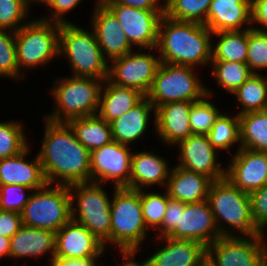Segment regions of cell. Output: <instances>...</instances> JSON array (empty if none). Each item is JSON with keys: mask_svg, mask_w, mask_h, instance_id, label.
<instances>
[{"mask_svg": "<svg viewBox=\"0 0 267 266\" xmlns=\"http://www.w3.org/2000/svg\"><path fill=\"white\" fill-rule=\"evenodd\" d=\"M241 148L267 153V110L238 115Z\"/></svg>", "mask_w": 267, "mask_h": 266, "instance_id": "obj_31", "label": "cell"}, {"mask_svg": "<svg viewBox=\"0 0 267 266\" xmlns=\"http://www.w3.org/2000/svg\"><path fill=\"white\" fill-rule=\"evenodd\" d=\"M212 0H167L164 15L177 21L205 24Z\"/></svg>", "mask_w": 267, "mask_h": 266, "instance_id": "obj_35", "label": "cell"}, {"mask_svg": "<svg viewBox=\"0 0 267 266\" xmlns=\"http://www.w3.org/2000/svg\"><path fill=\"white\" fill-rule=\"evenodd\" d=\"M30 146L15 156L0 159V186L23 185L35 191L47 184L38 154L26 160Z\"/></svg>", "mask_w": 267, "mask_h": 266, "instance_id": "obj_22", "label": "cell"}, {"mask_svg": "<svg viewBox=\"0 0 267 266\" xmlns=\"http://www.w3.org/2000/svg\"><path fill=\"white\" fill-rule=\"evenodd\" d=\"M29 10L25 0H0V29L16 32L29 22Z\"/></svg>", "mask_w": 267, "mask_h": 266, "instance_id": "obj_40", "label": "cell"}, {"mask_svg": "<svg viewBox=\"0 0 267 266\" xmlns=\"http://www.w3.org/2000/svg\"><path fill=\"white\" fill-rule=\"evenodd\" d=\"M81 1L82 0H49L45 6H48L46 8H49L48 11L50 10L49 13H51V15H44L40 18L59 24L69 23V21L65 18V14L76 8Z\"/></svg>", "mask_w": 267, "mask_h": 266, "instance_id": "obj_44", "label": "cell"}, {"mask_svg": "<svg viewBox=\"0 0 267 266\" xmlns=\"http://www.w3.org/2000/svg\"><path fill=\"white\" fill-rule=\"evenodd\" d=\"M144 97L138 90L121 87L105 79L100 92L97 114L110 123L130 111Z\"/></svg>", "mask_w": 267, "mask_h": 266, "instance_id": "obj_28", "label": "cell"}, {"mask_svg": "<svg viewBox=\"0 0 267 266\" xmlns=\"http://www.w3.org/2000/svg\"><path fill=\"white\" fill-rule=\"evenodd\" d=\"M168 193L155 192L147 189L140 190V202L142 206L143 219L147 229L156 231L162 225L164 215L166 213V207L168 204Z\"/></svg>", "mask_w": 267, "mask_h": 266, "instance_id": "obj_38", "label": "cell"}, {"mask_svg": "<svg viewBox=\"0 0 267 266\" xmlns=\"http://www.w3.org/2000/svg\"><path fill=\"white\" fill-rule=\"evenodd\" d=\"M213 36L219 39L216 43H212V61L246 63L248 53V29L215 32Z\"/></svg>", "mask_w": 267, "mask_h": 266, "instance_id": "obj_30", "label": "cell"}, {"mask_svg": "<svg viewBox=\"0 0 267 266\" xmlns=\"http://www.w3.org/2000/svg\"><path fill=\"white\" fill-rule=\"evenodd\" d=\"M0 77L15 81L25 77L19 72L15 32L4 29H0Z\"/></svg>", "mask_w": 267, "mask_h": 266, "instance_id": "obj_39", "label": "cell"}, {"mask_svg": "<svg viewBox=\"0 0 267 266\" xmlns=\"http://www.w3.org/2000/svg\"><path fill=\"white\" fill-rule=\"evenodd\" d=\"M193 102H170L155 108V133L163 144L175 145L192 135L189 113Z\"/></svg>", "mask_w": 267, "mask_h": 266, "instance_id": "obj_20", "label": "cell"}, {"mask_svg": "<svg viewBox=\"0 0 267 266\" xmlns=\"http://www.w3.org/2000/svg\"><path fill=\"white\" fill-rule=\"evenodd\" d=\"M44 136L38 156L48 184L90 182L91 152L75 137L67 123L42 118Z\"/></svg>", "mask_w": 267, "mask_h": 266, "instance_id": "obj_1", "label": "cell"}, {"mask_svg": "<svg viewBox=\"0 0 267 266\" xmlns=\"http://www.w3.org/2000/svg\"><path fill=\"white\" fill-rule=\"evenodd\" d=\"M225 177L250 194L267 184V153L240 148L226 166Z\"/></svg>", "mask_w": 267, "mask_h": 266, "instance_id": "obj_17", "label": "cell"}, {"mask_svg": "<svg viewBox=\"0 0 267 266\" xmlns=\"http://www.w3.org/2000/svg\"><path fill=\"white\" fill-rule=\"evenodd\" d=\"M23 226L21 213L0 210V235L11 238Z\"/></svg>", "mask_w": 267, "mask_h": 266, "instance_id": "obj_46", "label": "cell"}, {"mask_svg": "<svg viewBox=\"0 0 267 266\" xmlns=\"http://www.w3.org/2000/svg\"><path fill=\"white\" fill-rule=\"evenodd\" d=\"M209 142L218 151H229L238 144V150L241 148L240 142V121L237 114L230 115L221 113L207 134Z\"/></svg>", "mask_w": 267, "mask_h": 266, "instance_id": "obj_33", "label": "cell"}, {"mask_svg": "<svg viewBox=\"0 0 267 266\" xmlns=\"http://www.w3.org/2000/svg\"><path fill=\"white\" fill-rule=\"evenodd\" d=\"M175 146L180 153L176 166L203 174L212 181L225 178L226 168L217 158L219 151L212 146L207 135L192 134Z\"/></svg>", "mask_w": 267, "mask_h": 266, "instance_id": "obj_16", "label": "cell"}, {"mask_svg": "<svg viewBox=\"0 0 267 266\" xmlns=\"http://www.w3.org/2000/svg\"><path fill=\"white\" fill-rule=\"evenodd\" d=\"M211 183L207 176L175 165L171 168L165 190L172 199L194 203L208 200Z\"/></svg>", "mask_w": 267, "mask_h": 266, "instance_id": "obj_27", "label": "cell"}, {"mask_svg": "<svg viewBox=\"0 0 267 266\" xmlns=\"http://www.w3.org/2000/svg\"><path fill=\"white\" fill-rule=\"evenodd\" d=\"M208 202L222 236L262 234L256 228L251 215L249 194L239 190L226 177L212 181L208 192Z\"/></svg>", "mask_w": 267, "mask_h": 266, "instance_id": "obj_3", "label": "cell"}, {"mask_svg": "<svg viewBox=\"0 0 267 266\" xmlns=\"http://www.w3.org/2000/svg\"><path fill=\"white\" fill-rule=\"evenodd\" d=\"M246 64L253 74L267 70V31L248 29V53Z\"/></svg>", "mask_w": 267, "mask_h": 266, "instance_id": "obj_41", "label": "cell"}, {"mask_svg": "<svg viewBox=\"0 0 267 266\" xmlns=\"http://www.w3.org/2000/svg\"><path fill=\"white\" fill-rule=\"evenodd\" d=\"M196 69L161 62L146 97L155 108L170 102L202 99L207 94V86Z\"/></svg>", "mask_w": 267, "mask_h": 266, "instance_id": "obj_9", "label": "cell"}, {"mask_svg": "<svg viewBox=\"0 0 267 266\" xmlns=\"http://www.w3.org/2000/svg\"><path fill=\"white\" fill-rule=\"evenodd\" d=\"M212 75L221 89L234 93L250 76L253 75L246 63L230 61H211Z\"/></svg>", "mask_w": 267, "mask_h": 266, "instance_id": "obj_34", "label": "cell"}, {"mask_svg": "<svg viewBox=\"0 0 267 266\" xmlns=\"http://www.w3.org/2000/svg\"><path fill=\"white\" fill-rule=\"evenodd\" d=\"M29 191L30 193H28ZM32 191L23 185H1L0 210L21 213Z\"/></svg>", "mask_w": 267, "mask_h": 266, "instance_id": "obj_42", "label": "cell"}, {"mask_svg": "<svg viewBox=\"0 0 267 266\" xmlns=\"http://www.w3.org/2000/svg\"><path fill=\"white\" fill-rule=\"evenodd\" d=\"M119 253V255L123 257V262L117 264V266H149L147 258L144 261L142 260V262L135 261V255H137L138 251H119Z\"/></svg>", "mask_w": 267, "mask_h": 266, "instance_id": "obj_50", "label": "cell"}, {"mask_svg": "<svg viewBox=\"0 0 267 266\" xmlns=\"http://www.w3.org/2000/svg\"><path fill=\"white\" fill-rule=\"evenodd\" d=\"M99 258H80L67 259L62 257H54L49 261V266H99Z\"/></svg>", "mask_w": 267, "mask_h": 266, "instance_id": "obj_49", "label": "cell"}, {"mask_svg": "<svg viewBox=\"0 0 267 266\" xmlns=\"http://www.w3.org/2000/svg\"><path fill=\"white\" fill-rule=\"evenodd\" d=\"M155 240L165 245L147 258L149 266H202L206 262L207 247L202 243L169 237Z\"/></svg>", "mask_w": 267, "mask_h": 266, "instance_id": "obj_21", "label": "cell"}, {"mask_svg": "<svg viewBox=\"0 0 267 266\" xmlns=\"http://www.w3.org/2000/svg\"><path fill=\"white\" fill-rule=\"evenodd\" d=\"M10 258L17 260L32 259L49 255L51 261L55 257L56 233L47 229L31 228L23 225L10 238ZM48 253V254H47Z\"/></svg>", "mask_w": 267, "mask_h": 266, "instance_id": "obj_25", "label": "cell"}, {"mask_svg": "<svg viewBox=\"0 0 267 266\" xmlns=\"http://www.w3.org/2000/svg\"><path fill=\"white\" fill-rule=\"evenodd\" d=\"M179 218V200L168 198L166 213L164 215L162 225L157 230L156 238L168 237L177 227Z\"/></svg>", "mask_w": 267, "mask_h": 266, "instance_id": "obj_45", "label": "cell"}, {"mask_svg": "<svg viewBox=\"0 0 267 266\" xmlns=\"http://www.w3.org/2000/svg\"><path fill=\"white\" fill-rule=\"evenodd\" d=\"M251 10V23L257 24V26L251 28L260 31L266 29L267 31V0H251ZM258 24L262 26L260 27Z\"/></svg>", "mask_w": 267, "mask_h": 266, "instance_id": "obj_47", "label": "cell"}, {"mask_svg": "<svg viewBox=\"0 0 267 266\" xmlns=\"http://www.w3.org/2000/svg\"><path fill=\"white\" fill-rule=\"evenodd\" d=\"M10 238L0 235V260L10 258Z\"/></svg>", "mask_w": 267, "mask_h": 266, "instance_id": "obj_51", "label": "cell"}, {"mask_svg": "<svg viewBox=\"0 0 267 266\" xmlns=\"http://www.w3.org/2000/svg\"><path fill=\"white\" fill-rule=\"evenodd\" d=\"M137 49L110 61L108 80L118 86L128 87L141 92L144 96L152 86L153 79L161 64L154 54Z\"/></svg>", "mask_w": 267, "mask_h": 266, "instance_id": "obj_12", "label": "cell"}, {"mask_svg": "<svg viewBox=\"0 0 267 266\" xmlns=\"http://www.w3.org/2000/svg\"><path fill=\"white\" fill-rule=\"evenodd\" d=\"M95 1L90 25L104 58L110 62L134 51L135 48L122 31L118 19L100 0Z\"/></svg>", "mask_w": 267, "mask_h": 266, "instance_id": "obj_18", "label": "cell"}, {"mask_svg": "<svg viewBox=\"0 0 267 266\" xmlns=\"http://www.w3.org/2000/svg\"><path fill=\"white\" fill-rule=\"evenodd\" d=\"M168 237L196 241L206 247L222 237L208 200L194 203L179 201L178 227Z\"/></svg>", "mask_w": 267, "mask_h": 266, "instance_id": "obj_15", "label": "cell"}, {"mask_svg": "<svg viewBox=\"0 0 267 266\" xmlns=\"http://www.w3.org/2000/svg\"><path fill=\"white\" fill-rule=\"evenodd\" d=\"M231 95L242 106L237 115L267 110V75L253 74Z\"/></svg>", "mask_w": 267, "mask_h": 266, "instance_id": "obj_32", "label": "cell"}, {"mask_svg": "<svg viewBox=\"0 0 267 266\" xmlns=\"http://www.w3.org/2000/svg\"><path fill=\"white\" fill-rule=\"evenodd\" d=\"M22 223L31 228L59 231L71 219V197L67 185L46 184L31 192L21 212Z\"/></svg>", "mask_w": 267, "mask_h": 266, "instance_id": "obj_10", "label": "cell"}, {"mask_svg": "<svg viewBox=\"0 0 267 266\" xmlns=\"http://www.w3.org/2000/svg\"><path fill=\"white\" fill-rule=\"evenodd\" d=\"M110 204L111 245L119 251H140L147 229L140 202V190L113 188Z\"/></svg>", "mask_w": 267, "mask_h": 266, "instance_id": "obj_6", "label": "cell"}, {"mask_svg": "<svg viewBox=\"0 0 267 266\" xmlns=\"http://www.w3.org/2000/svg\"><path fill=\"white\" fill-rule=\"evenodd\" d=\"M213 33L204 24L177 21L163 15L155 49L161 62L183 66H208L212 61Z\"/></svg>", "mask_w": 267, "mask_h": 266, "instance_id": "obj_2", "label": "cell"}, {"mask_svg": "<svg viewBox=\"0 0 267 266\" xmlns=\"http://www.w3.org/2000/svg\"><path fill=\"white\" fill-rule=\"evenodd\" d=\"M265 241H266V254H267V238L265 237Z\"/></svg>", "mask_w": 267, "mask_h": 266, "instance_id": "obj_54", "label": "cell"}, {"mask_svg": "<svg viewBox=\"0 0 267 266\" xmlns=\"http://www.w3.org/2000/svg\"><path fill=\"white\" fill-rule=\"evenodd\" d=\"M22 121H0V159L21 153L29 141L25 137Z\"/></svg>", "mask_w": 267, "mask_h": 266, "instance_id": "obj_37", "label": "cell"}, {"mask_svg": "<svg viewBox=\"0 0 267 266\" xmlns=\"http://www.w3.org/2000/svg\"><path fill=\"white\" fill-rule=\"evenodd\" d=\"M118 19L122 31L135 49L152 50L158 41V29L164 10H144L127 5H105Z\"/></svg>", "mask_w": 267, "mask_h": 266, "instance_id": "obj_14", "label": "cell"}, {"mask_svg": "<svg viewBox=\"0 0 267 266\" xmlns=\"http://www.w3.org/2000/svg\"><path fill=\"white\" fill-rule=\"evenodd\" d=\"M104 245L82 224L70 219L56 232L55 257L67 259L101 258Z\"/></svg>", "mask_w": 267, "mask_h": 266, "instance_id": "obj_19", "label": "cell"}, {"mask_svg": "<svg viewBox=\"0 0 267 266\" xmlns=\"http://www.w3.org/2000/svg\"><path fill=\"white\" fill-rule=\"evenodd\" d=\"M104 5H127L144 10H164L160 0H100Z\"/></svg>", "mask_w": 267, "mask_h": 266, "instance_id": "obj_48", "label": "cell"}, {"mask_svg": "<svg viewBox=\"0 0 267 266\" xmlns=\"http://www.w3.org/2000/svg\"><path fill=\"white\" fill-rule=\"evenodd\" d=\"M26 1V3H27V5L29 6V7H31L32 6V3L34 4V3H36L37 5L38 4H40L41 3V5L43 4H47V2L49 1V0H25ZM31 5V6H30Z\"/></svg>", "mask_w": 267, "mask_h": 266, "instance_id": "obj_52", "label": "cell"}, {"mask_svg": "<svg viewBox=\"0 0 267 266\" xmlns=\"http://www.w3.org/2000/svg\"><path fill=\"white\" fill-rule=\"evenodd\" d=\"M266 234L222 236L207 246L211 266H263L267 262Z\"/></svg>", "mask_w": 267, "mask_h": 266, "instance_id": "obj_11", "label": "cell"}, {"mask_svg": "<svg viewBox=\"0 0 267 266\" xmlns=\"http://www.w3.org/2000/svg\"><path fill=\"white\" fill-rule=\"evenodd\" d=\"M251 15V0H212L204 25L212 33L241 31L254 26Z\"/></svg>", "mask_w": 267, "mask_h": 266, "instance_id": "obj_23", "label": "cell"}, {"mask_svg": "<svg viewBox=\"0 0 267 266\" xmlns=\"http://www.w3.org/2000/svg\"><path fill=\"white\" fill-rule=\"evenodd\" d=\"M68 187L71 219L82 224L107 249V244H111V197L105 187L94 182L76 183Z\"/></svg>", "mask_w": 267, "mask_h": 266, "instance_id": "obj_7", "label": "cell"}, {"mask_svg": "<svg viewBox=\"0 0 267 266\" xmlns=\"http://www.w3.org/2000/svg\"><path fill=\"white\" fill-rule=\"evenodd\" d=\"M103 82L104 80L93 77L57 78L51 88L54 109L43 118L56 123H67L71 119L96 115Z\"/></svg>", "mask_w": 267, "mask_h": 266, "instance_id": "obj_4", "label": "cell"}, {"mask_svg": "<svg viewBox=\"0 0 267 266\" xmlns=\"http://www.w3.org/2000/svg\"><path fill=\"white\" fill-rule=\"evenodd\" d=\"M151 114H153L155 122V107L145 96L130 111L110 122L113 140L130 146L137 140L144 139L148 124L152 122L150 121L152 120Z\"/></svg>", "mask_w": 267, "mask_h": 266, "instance_id": "obj_26", "label": "cell"}, {"mask_svg": "<svg viewBox=\"0 0 267 266\" xmlns=\"http://www.w3.org/2000/svg\"><path fill=\"white\" fill-rule=\"evenodd\" d=\"M251 215L256 228L265 235L267 229V184L249 194Z\"/></svg>", "mask_w": 267, "mask_h": 266, "instance_id": "obj_43", "label": "cell"}, {"mask_svg": "<svg viewBox=\"0 0 267 266\" xmlns=\"http://www.w3.org/2000/svg\"><path fill=\"white\" fill-rule=\"evenodd\" d=\"M67 124L76 139L90 152L113 141L110 123L98 114L71 119Z\"/></svg>", "mask_w": 267, "mask_h": 266, "instance_id": "obj_29", "label": "cell"}, {"mask_svg": "<svg viewBox=\"0 0 267 266\" xmlns=\"http://www.w3.org/2000/svg\"><path fill=\"white\" fill-rule=\"evenodd\" d=\"M59 57L69 61L75 77L108 78L109 62L104 58L94 31L73 22L60 24Z\"/></svg>", "mask_w": 267, "mask_h": 266, "instance_id": "obj_5", "label": "cell"}, {"mask_svg": "<svg viewBox=\"0 0 267 266\" xmlns=\"http://www.w3.org/2000/svg\"><path fill=\"white\" fill-rule=\"evenodd\" d=\"M129 145L112 141L91 152L90 182L130 189L131 157Z\"/></svg>", "mask_w": 267, "mask_h": 266, "instance_id": "obj_13", "label": "cell"}, {"mask_svg": "<svg viewBox=\"0 0 267 266\" xmlns=\"http://www.w3.org/2000/svg\"><path fill=\"white\" fill-rule=\"evenodd\" d=\"M59 33V23L38 17L15 32L17 62L23 76L24 69L45 67L53 58H59Z\"/></svg>", "mask_w": 267, "mask_h": 266, "instance_id": "obj_8", "label": "cell"}, {"mask_svg": "<svg viewBox=\"0 0 267 266\" xmlns=\"http://www.w3.org/2000/svg\"><path fill=\"white\" fill-rule=\"evenodd\" d=\"M202 266H211L207 261Z\"/></svg>", "mask_w": 267, "mask_h": 266, "instance_id": "obj_53", "label": "cell"}, {"mask_svg": "<svg viewBox=\"0 0 267 266\" xmlns=\"http://www.w3.org/2000/svg\"><path fill=\"white\" fill-rule=\"evenodd\" d=\"M156 151H133L131 157L130 189L142 190L158 186L166 187L170 171L168 161L155 154Z\"/></svg>", "mask_w": 267, "mask_h": 266, "instance_id": "obj_24", "label": "cell"}, {"mask_svg": "<svg viewBox=\"0 0 267 266\" xmlns=\"http://www.w3.org/2000/svg\"><path fill=\"white\" fill-rule=\"evenodd\" d=\"M207 94L200 100L193 102L189 117L190 127L193 134L207 135L212 129L216 119L222 113L213 101H210L213 97L212 90L206 88Z\"/></svg>", "mask_w": 267, "mask_h": 266, "instance_id": "obj_36", "label": "cell"}]
</instances>
